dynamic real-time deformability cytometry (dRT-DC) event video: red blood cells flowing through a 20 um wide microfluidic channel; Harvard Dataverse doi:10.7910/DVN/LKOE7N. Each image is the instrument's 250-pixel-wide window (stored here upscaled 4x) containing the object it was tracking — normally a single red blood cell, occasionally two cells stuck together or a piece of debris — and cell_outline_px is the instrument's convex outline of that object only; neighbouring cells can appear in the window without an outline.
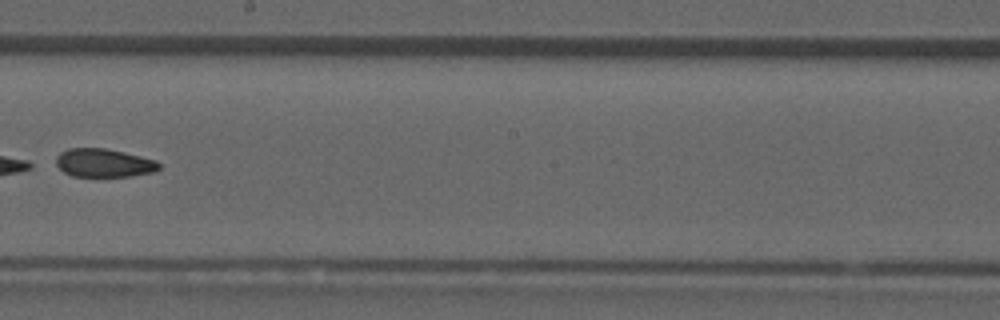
{"species": "common noctule bat (a hibernating species)", "species_latin": "Nyctalus noctula", "temperature_condition": "room temperature", "stored_images_in_passage": 9, "camera_frame_rate_fps": 3000, "um_per_image_px": 0.085, "animal": {"sex": "male", "forearm_length_mm": 52.5}, "frame": {"image": 1, "passage_image": 9, "time_ms": 2.667, "image_size_px": [1000, 320], "cell_outline_px": [[160, 168], [152, 172], [132, 176], [72, 176], [64, 172], [56, 164], [56, 156], [60, 152], [68, 148], [104, 148], [124, 152], [156, 160], [160, 164]], "centroid_in_image_um": [8.81, 13.84], "position_along_channel_um": 239.4, "area_um2": 16.99}}